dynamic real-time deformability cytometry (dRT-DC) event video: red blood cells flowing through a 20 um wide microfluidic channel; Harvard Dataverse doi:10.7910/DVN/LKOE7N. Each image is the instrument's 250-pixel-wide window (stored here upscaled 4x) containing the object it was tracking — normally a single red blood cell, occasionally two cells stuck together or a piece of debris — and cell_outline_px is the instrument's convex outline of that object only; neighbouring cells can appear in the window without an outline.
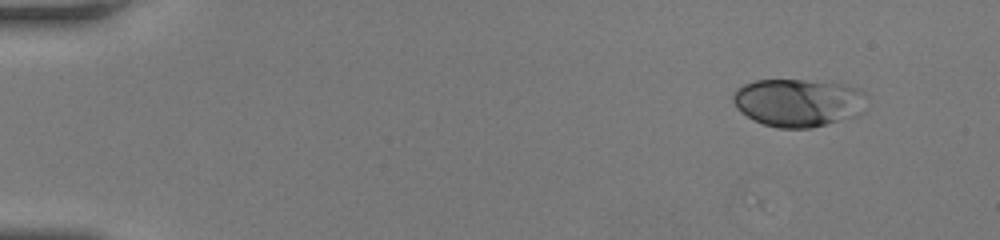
{"species": "human", "species_latin": "Homo sapiens", "temperature_condition": "room temperature", "stored_images_in_passage": 5, "camera_frame_rate_fps": 3000, "um_per_image_px": 0.085, "donor": {"sex": "female"}, "frame": {"image": 1, "passage_image": 1, "time_ms": 0.0, "image_size_px": [1000, 240], "cell_outline_px": [[860, 112], [856, 116], [808, 128], [780, 128], [764, 124], [740, 112], [736, 108], [732, 100], [732, 96], [736, 88], [744, 84], [756, 80], [832, 80], [856, 88]], "centroid_in_image_um": [67.71, 8.7], "position_along_channel_um": 17.3, "area_um2": 36.59}}